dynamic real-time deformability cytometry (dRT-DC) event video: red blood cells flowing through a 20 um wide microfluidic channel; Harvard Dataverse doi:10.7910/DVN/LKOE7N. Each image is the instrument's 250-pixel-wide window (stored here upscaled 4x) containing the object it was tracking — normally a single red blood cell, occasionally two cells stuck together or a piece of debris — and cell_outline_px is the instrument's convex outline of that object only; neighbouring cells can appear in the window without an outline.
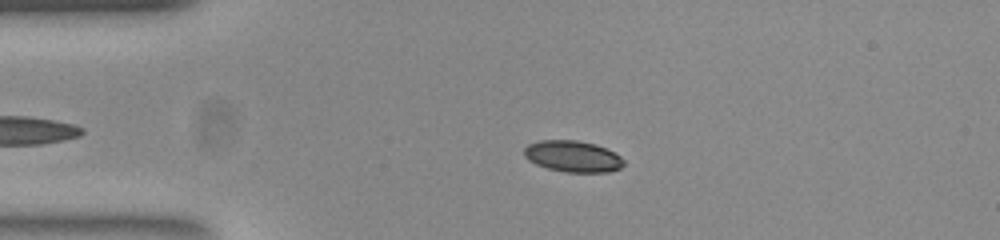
{"species": "common noctule bat (a hibernating species)", "species_latin": "Nyctalus noctula", "temperature_condition": "room temperature", "stored_images_in_passage": 46, "camera_frame_rate_fps": 3000, "um_per_image_px": 0.085, "animal": {"sex": "female", "body_mass_g": 23.0, "forearm_length_mm": 53.4}, "frame": {"image": 1, "passage_image": 11, "time_ms": 3.333, "image_size_px": [1000, 240], "cell_outline_px": [[624, 164], [620, 168], [608, 172], [564, 172], [548, 168], [536, 164], [528, 160], [524, 156], [524, 148], [528, 144], [540, 140], [576, 140], [596, 144], [608, 148], [620, 156], [624, 160]], "centroid_in_image_um": [48.69, 13.28], "position_along_channel_um": 36.3, "area_um2": 18.32}}
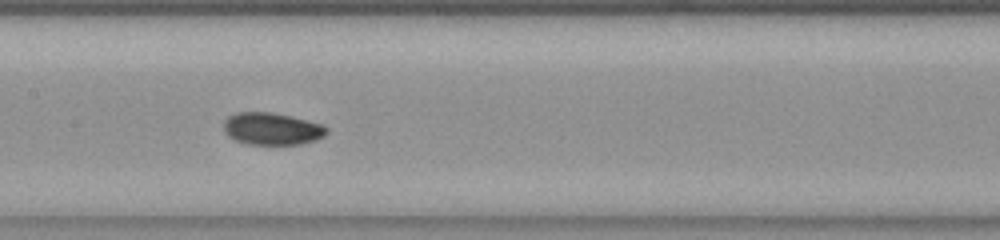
{"frame": {"image": 2, "passage_image": 25, "time_ms": 8.0, "image_size_px": [1000, 240], "cell_outline_px": [[328, 132], [324, 136], [316, 140], [300, 144], [248, 144], [236, 140], [228, 136], [224, 132], [224, 120], [228, 116], [236, 112], [272, 112], [324, 124], [328, 128]], "centroid_in_image_um": [23.12, 10.94], "position_along_channel_um": 184.3, "area_um2": 19.42}}
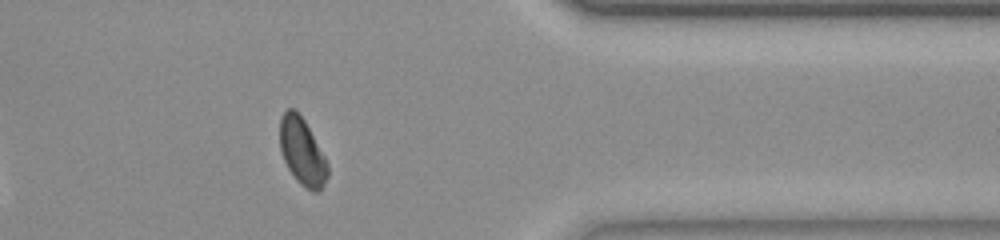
{"frame": {"image": 3, "passage_image": 42, "time_ms": 13.667, "image_size_px": [1000, 240], "cell_outline_px": [[328, 176], [320, 192], [312, 192], [300, 184], [296, 180], [288, 168], [284, 160], [280, 148], [280, 116], [288, 108], [296, 108], [304, 120], [324, 156], [328, 164]], "centroid_in_image_um": [25.68, 12.9], "position_along_channel_um": 385.7, "area_um2": 18.67}, "authors_computed_cell_mechanics": {"area_um2": 18.8428, "velocity_mm_per_s": 3.8801, "shape_relaxation_time_tau1_ms": null, "shape_relaxation_time_tau2_ms": 2.4962, "deformation_change_tau1": null, "deformation_change_tau2": 0.0529}}